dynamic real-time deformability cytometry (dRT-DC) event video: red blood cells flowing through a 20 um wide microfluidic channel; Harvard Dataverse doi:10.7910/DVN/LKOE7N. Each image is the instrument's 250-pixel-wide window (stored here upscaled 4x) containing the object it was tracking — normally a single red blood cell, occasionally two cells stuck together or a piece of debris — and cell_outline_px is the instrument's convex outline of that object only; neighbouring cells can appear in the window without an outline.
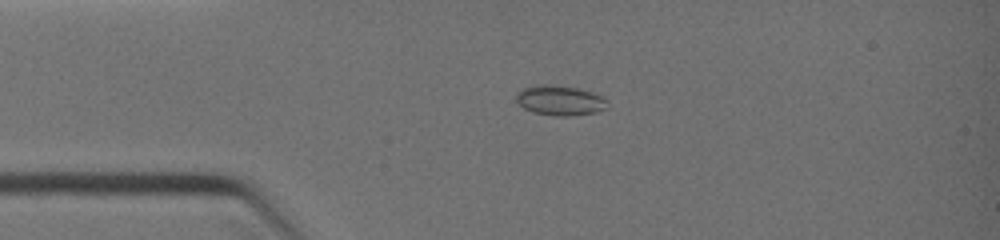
{"species": "common noctule bat (a hibernating species)", "species_latin": "Nyctalus noctula", "temperature_condition": "warm", "stored_images_in_passage": 10, "camera_frame_rate_fps": 3000, "um_per_image_px": 0.085, "animal": {"sex": "female", "body_mass_g": 19.0, "forearm_length_mm": 51.5}, "frame": {"image": 1, "passage_image": 6, "time_ms": 2.0, "image_size_px": [1000, 240], "cell_outline_px": [[608, 108], [596, 112], [572, 116], [556, 116], [532, 112], [524, 108], [516, 100], [516, 92], [520, 88], [536, 84], [548, 84], [576, 88], [592, 92], [604, 96], [608, 100]], "centroid_in_image_um": [47.6, 8.53], "position_along_channel_um": 37.4, "area_um2": 16.24}}
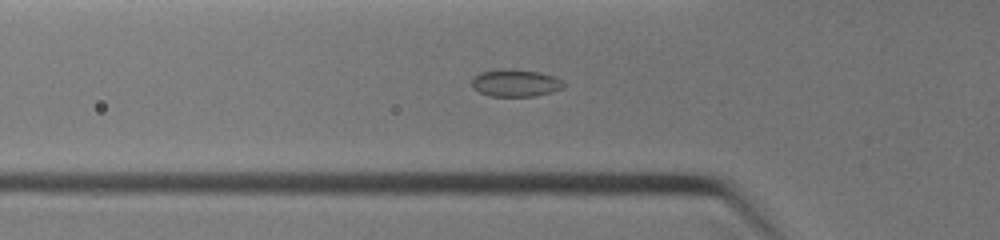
{"frame": {"image": 2, "passage_image": 9, "time_ms": 3.333, "image_size_px": [1000, 240], "cell_outline_px": [[564, 88], [552, 92], [536, 96], [488, 96], [472, 88], [472, 76], [480, 72], [500, 68], [508, 68], [540, 72], [556, 76], [564, 84]], "centroid_in_image_um": [43.79, 7.04], "position_along_channel_um": 82.0, "area_um2": 14.91}}